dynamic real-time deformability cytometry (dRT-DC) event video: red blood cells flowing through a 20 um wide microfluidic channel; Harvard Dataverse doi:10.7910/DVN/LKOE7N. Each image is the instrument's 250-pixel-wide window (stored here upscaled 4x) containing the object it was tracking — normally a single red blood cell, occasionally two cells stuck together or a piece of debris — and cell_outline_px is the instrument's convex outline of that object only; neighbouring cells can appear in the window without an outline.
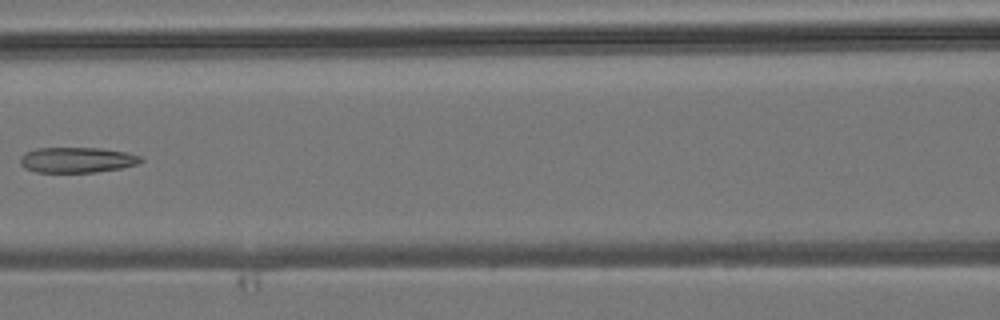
{"species": "common noctule bat (a hibernating species)", "species_latin": "Nyctalus noctula", "temperature_condition": "room temperature", "stored_images_in_passage": 7, "camera_frame_rate_fps": 3000, "um_per_image_px": 0.085, "animal": {"sex": "male", "body_mass_g": 19.2, "forearm_length_mm": 51.8}, "frame": {"image": 1, "passage_image": 7, "time_ms": 8.333, "image_size_px": [1000, 320], "cell_outline_px": [[144, 160], [136, 164], [120, 168], [96, 172], [36, 172], [24, 168], [20, 164], [20, 156], [24, 152], [36, 148], [100, 148], [124, 152], [140, 156]], "centroid_in_image_um": [6.49, 13.59], "position_along_channel_um": 160.1, "area_um2": 17.86}}